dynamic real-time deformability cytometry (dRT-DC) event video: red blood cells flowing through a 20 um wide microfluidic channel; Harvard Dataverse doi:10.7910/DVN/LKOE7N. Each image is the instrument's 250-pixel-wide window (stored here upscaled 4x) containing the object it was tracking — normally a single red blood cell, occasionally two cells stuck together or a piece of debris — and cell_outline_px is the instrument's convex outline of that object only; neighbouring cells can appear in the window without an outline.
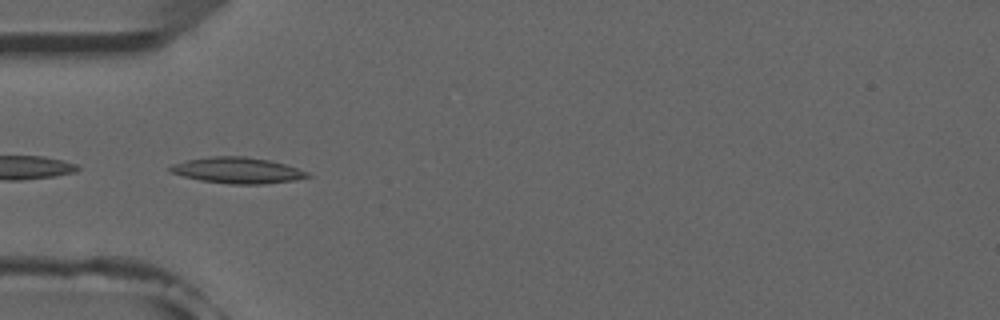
{"species": "common noctule bat (a hibernating species)", "species_latin": "Nyctalus noctula", "temperature_condition": "room temperature", "stored_images_in_passage": 8, "camera_frame_rate_fps": 3000, "um_per_image_px": 0.085, "animal": {"sex": "male", "forearm_length_mm": 52.5}, "frame": {"image": 1, "passage_image": 4, "time_ms": 4.333, "image_size_px": [1000, 320], "cell_outline_px": [[312, 176], [296, 180], [264, 184], [232, 184], [200, 180], [168, 172], [168, 168], [172, 164], [184, 160], [212, 156], [244, 156], [268, 160], [284, 164], [308, 172]], "centroid_in_image_um": [20.15, 14.48], "position_along_channel_um": 64.8, "area_um2": 20.81}}
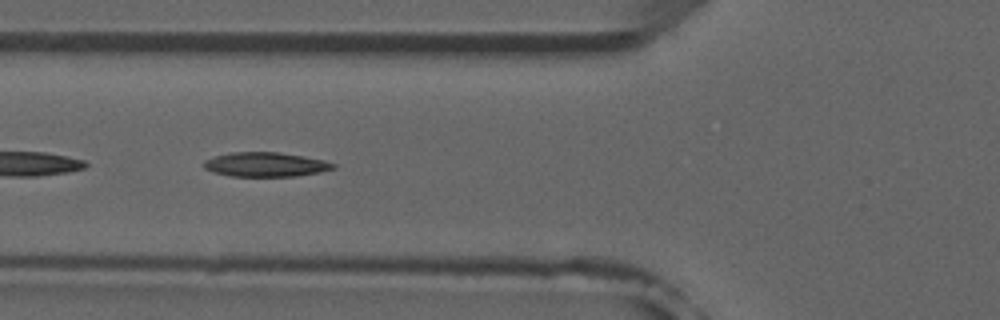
{"frame": {"image": 2, "passage_image": 5, "time_ms": 5.333, "image_size_px": [1000, 320], "cell_outline_px": [[336, 168], [320, 172], [296, 176], [232, 176], [216, 172], [204, 168], [204, 160], [216, 156], [232, 152], [280, 152], [304, 156], [324, 160], [336, 164]], "centroid_in_image_um": [22.62, 13.98], "position_along_channel_um": 103.2, "area_um2": 18.26}}
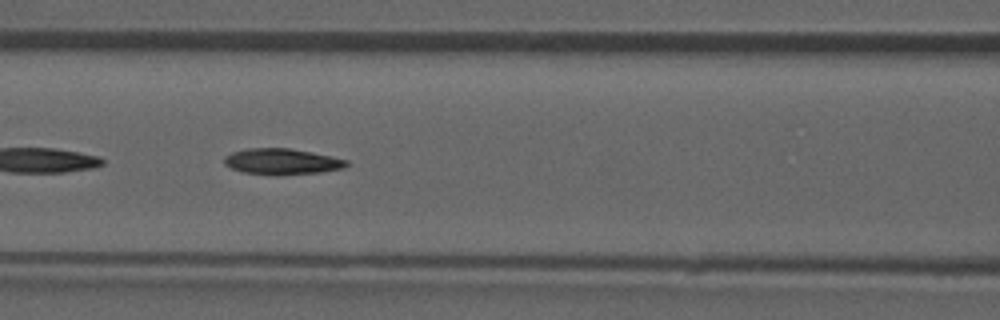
{"frame": {"image": 3, "passage_image": 6, "time_ms": 6.333, "image_size_px": [1000, 320], "cell_outline_px": [[348, 164], [344, 168], [320, 172], [280, 176], [276, 176], [244, 172], [232, 168], [224, 164], [224, 156], [232, 152], [244, 148], [288, 148], [312, 152], [332, 156], [348, 160]], "centroid_in_image_um": [23.96, 13.73], "position_along_channel_um": 142.6, "area_um2": 18.73}}